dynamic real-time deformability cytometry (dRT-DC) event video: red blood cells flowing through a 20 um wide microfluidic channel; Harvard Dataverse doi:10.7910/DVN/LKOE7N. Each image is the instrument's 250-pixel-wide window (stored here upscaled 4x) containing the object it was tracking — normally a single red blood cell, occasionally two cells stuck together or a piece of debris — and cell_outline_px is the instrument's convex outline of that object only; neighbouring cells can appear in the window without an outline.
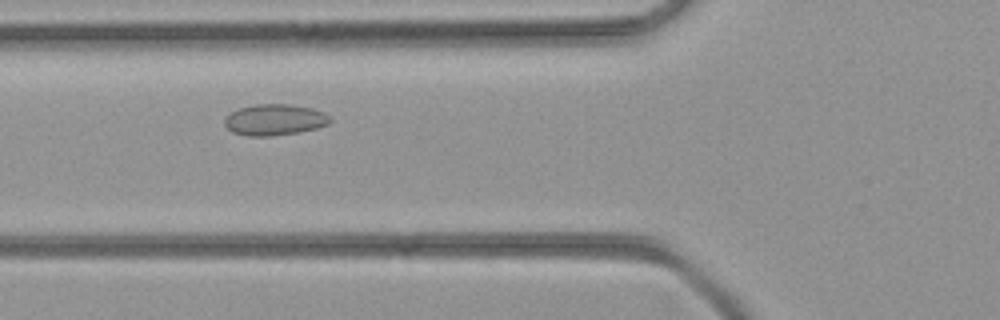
{"species": "common noctule bat (a hibernating species)", "species_latin": "Nyctalus noctula", "temperature_condition": "room temperature", "stored_images_in_passage": 32, "camera_frame_rate_fps": 3000, "um_per_image_px": 0.085, "animal": {"sex": "female", "body_mass_g": 21.9}, "frame": {"image": 1, "passage_image": 5, "time_ms": 1.333, "image_size_px": [1000, 320], "cell_outline_px": [[332, 120], [328, 124], [316, 128], [296, 132], [272, 136], [248, 136], [232, 132], [224, 124], [224, 120], [236, 108], [256, 104], [288, 104], [312, 108], [324, 112]], "centroid_in_image_um": [23.33, 10.17], "position_along_channel_um": 102.5, "area_um2": 19.07}}
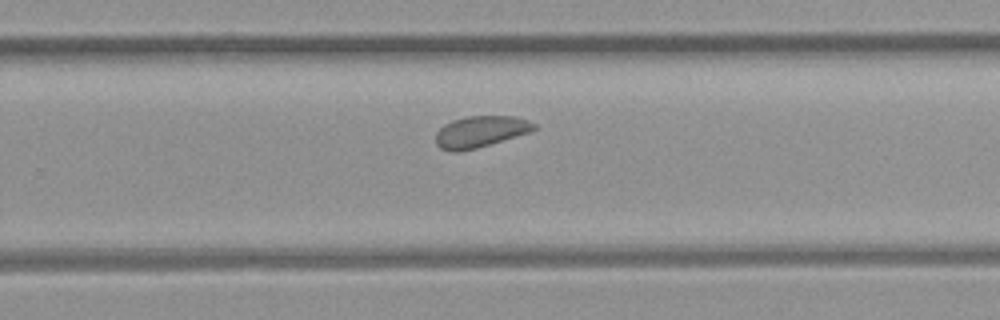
{"frame": {"image": 2, "passage_image": 17, "time_ms": 5.333, "image_size_px": [1000, 320], "cell_outline_px": [[536, 128], [532, 132], [476, 148], [460, 152], [448, 152], [440, 148], [436, 144], [436, 132], [444, 124], [452, 120], [464, 116], [516, 116], [528, 120], [536, 124]], "centroid_in_image_um": [40.83, 11.19], "position_along_channel_um": 289.0, "area_um2": 18.26}}
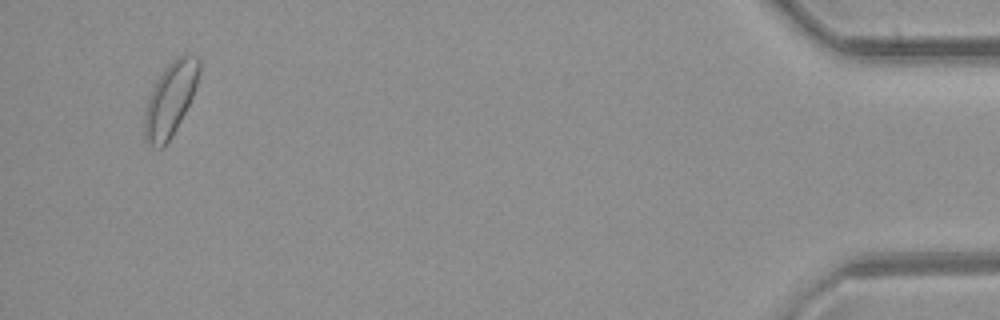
{"frame": {"image": 3, "passage_image": 31, "time_ms": 10.0, "image_size_px": [1000, 320], "cell_outline_px": [[200, 72], [192, 96], [172, 136], [160, 148], [152, 148], [144, 140], [144, 112], [152, 88], [156, 80], [164, 68], [176, 56], [188, 52], [200, 56]], "centroid_in_image_um": [14.47, 8.37], "position_along_channel_um": 420.7, "area_um2": 23.58}}